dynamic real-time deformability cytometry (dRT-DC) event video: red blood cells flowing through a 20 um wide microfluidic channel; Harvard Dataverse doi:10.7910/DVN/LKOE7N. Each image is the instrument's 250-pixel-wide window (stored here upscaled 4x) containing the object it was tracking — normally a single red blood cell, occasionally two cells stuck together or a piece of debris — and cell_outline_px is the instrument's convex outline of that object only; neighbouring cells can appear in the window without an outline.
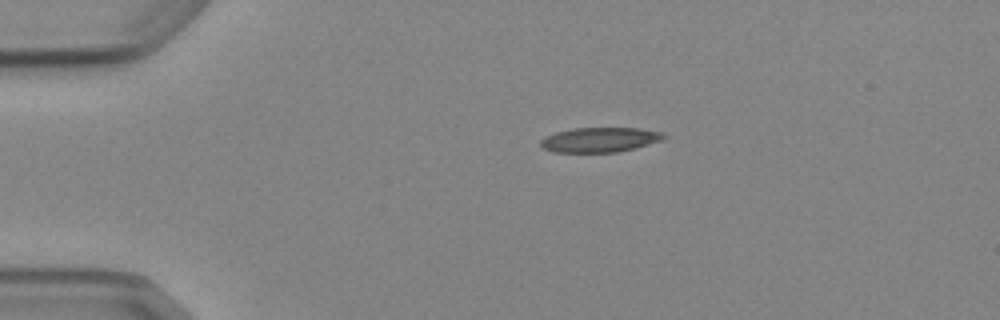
{"species": "Egyptian fruit bat (a non-hibernating species)", "species_latin": "Rousettus aegyptiacus", "temperature_condition": "cold", "stored_images_in_passage": 3, "camera_frame_rate_fps": 3000, "um_per_image_px": 0.085, "animal": {"sex": "female"}, "frame": {"image": 1, "passage_image": 1, "time_ms": 0.0, "image_size_px": [1000, 320], "cell_outline_px": [[668, 136], [660, 140], [636, 148], [616, 152], [552, 152], [544, 148], [540, 144], [540, 140], [556, 132], [572, 128], [640, 128], [660, 132]], "centroid_in_image_um": [50.98, 11.88], "position_along_channel_um": 34.0, "area_um2": 17.63}}
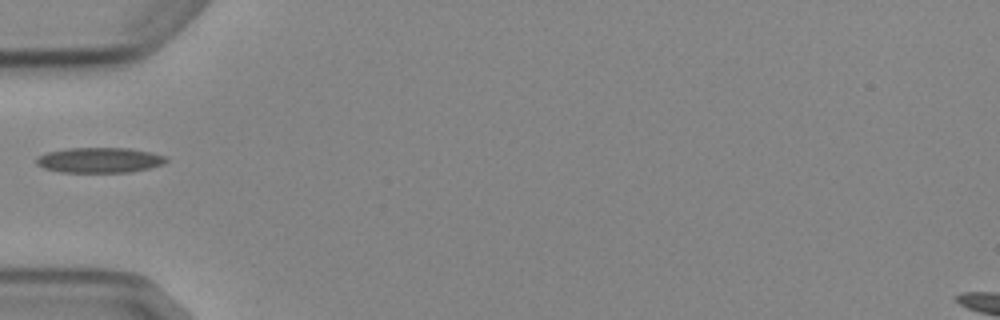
{"frame": {"image": 2, "passage_image": 3, "time_ms": 2.333, "image_size_px": [1000, 320], "cell_outline_px": [[168, 160], [164, 164], [132, 172], [60, 172], [44, 168], [36, 164], [36, 156], [48, 152], [68, 148], [128, 148], [148, 152], [164, 156]], "centroid_in_image_um": [8.42, 13.61], "position_along_channel_um": 76.6, "area_um2": 19.02}}